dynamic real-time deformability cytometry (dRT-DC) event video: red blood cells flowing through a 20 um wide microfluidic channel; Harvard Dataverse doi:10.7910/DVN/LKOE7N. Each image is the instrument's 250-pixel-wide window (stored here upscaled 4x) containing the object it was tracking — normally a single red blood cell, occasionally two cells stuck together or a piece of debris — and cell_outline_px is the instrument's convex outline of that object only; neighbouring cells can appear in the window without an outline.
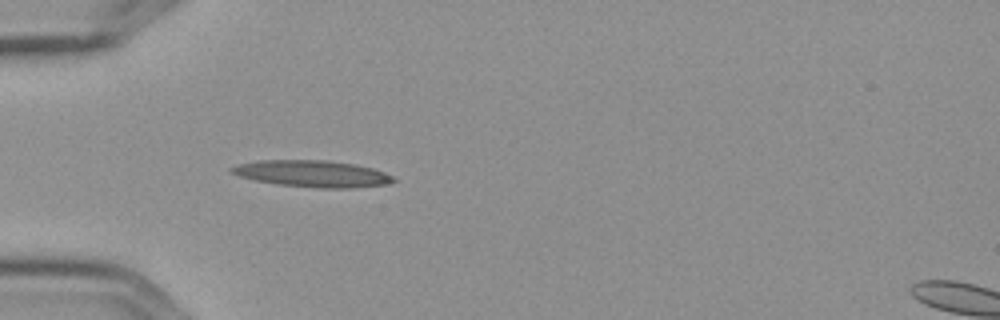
{"species": "Egyptian fruit bat (a non-hibernating species)", "species_latin": "Rousettus aegyptiacus", "temperature_condition": "cold", "stored_images_in_passage": 5, "camera_frame_rate_fps": 3000, "um_per_image_px": 0.085, "frame": {"image": 1, "passage_image": 5, "time_ms": 1.333, "image_size_px": [1000, 320], "cell_outline_px": [[396, 180], [388, 184], [352, 188], [316, 188], [276, 184], [256, 180], [240, 176], [232, 172], [228, 168], [240, 164], [260, 160], [324, 160], [356, 164], [372, 168], [384, 172], [392, 176]], "centroid_in_image_um": [26.58, 14.77], "position_along_channel_um": 58.4, "area_um2": 25.03}}